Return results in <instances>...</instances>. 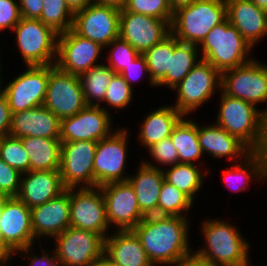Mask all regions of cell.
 <instances>
[{"instance_id":"cell-33","label":"cell","mask_w":267,"mask_h":266,"mask_svg":"<svg viewBox=\"0 0 267 266\" xmlns=\"http://www.w3.org/2000/svg\"><path fill=\"white\" fill-rule=\"evenodd\" d=\"M162 170L164 180L181 190L193 202L202 190L206 176L209 175V170H202L197 164L177 163Z\"/></svg>"},{"instance_id":"cell-58","label":"cell","mask_w":267,"mask_h":266,"mask_svg":"<svg viewBox=\"0 0 267 266\" xmlns=\"http://www.w3.org/2000/svg\"><path fill=\"white\" fill-rule=\"evenodd\" d=\"M7 197H5L1 192H0V207L3 203V201L6 199Z\"/></svg>"},{"instance_id":"cell-36","label":"cell","mask_w":267,"mask_h":266,"mask_svg":"<svg viewBox=\"0 0 267 266\" xmlns=\"http://www.w3.org/2000/svg\"><path fill=\"white\" fill-rule=\"evenodd\" d=\"M170 54H173V34L170 33L162 41L145 51L150 79L157 85L170 72Z\"/></svg>"},{"instance_id":"cell-24","label":"cell","mask_w":267,"mask_h":266,"mask_svg":"<svg viewBox=\"0 0 267 266\" xmlns=\"http://www.w3.org/2000/svg\"><path fill=\"white\" fill-rule=\"evenodd\" d=\"M9 135L60 139V119L45 106L13 113Z\"/></svg>"},{"instance_id":"cell-14","label":"cell","mask_w":267,"mask_h":266,"mask_svg":"<svg viewBox=\"0 0 267 266\" xmlns=\"http://www.w3.org/2000/svg\"><path fill=\"white\" fill-rule=\"evenodd\" d=\"M103 51L99 44L69 29L58 34L55 66L63 72L79 76L101 64L98 60L104 59Z\"/></svg>"},{"instance_id":"cell-35","label":"cell","mask_w":267,"mask_h":266,"mask_svg":"<svg viewBox=\"0 0 267 266\" xmlns=\"http://www.w3.org/2000/svg\"><path fill=\"white\" fill-rule=\"evenodd\" d=\"M194 203L181 190L164 180L157 203V215L188 218L187 212H190Z\"/></svg>"},{"instance_id":"cell-12","label":"cell","mask_w":267,"mask_h":266,"mask_svg":"<svg viewBox=\"0 0 267 266\" xmlns=\"http://www.w3.org/2000/svg\"><path fill=\"white\" fill-rule=\"evenodd\" d=\"M69 198L70 226L98 233L105 239L111 228L100 187L69 188Z\"/></svg>"},{"instance_id":"cell-18","label":"cell","mask_w":267,"mask_h":266,"mask_svg":"<svg viewBox=\"0 0 267 266\" xmlns=\"http://www.w3.org/2000/svg\"><path fill=\"white\" fill-rule=\"evenodd\" d=\"M100 106L86 105L77 114L60 120V141H100L116 130L113 115Z\"/></svg>"},{"instance_id":"cell-42","label":"cell","mask_w":267,"mask_h":266,"mask_svg":"<svg viewBox=\"0 0 267 266\" xmlns=\"http://www.w3.org/2000/svg\"><path fill=\"white\" fill-rule=\"evenodd\" d=\"M147 151L149 152V156H151V160H153V162H151V160L148 161L147 159H141L147 166L163 169L178 163V151L173 145L170 137L153 144L147 149ZM154 162L158 164H155Z\"/></svg>"},{"instance_id":"cell-6","label":"cell","mask_w":267,"mask_h":266,"mask_svg":"<svg viewBox=\"0 0 267 266\" xmlns=\"http://www.w3.org/2000/svg\"><path fill=\"white\" fill-rule=\"evenodd\" d=\"M12 32L25 66L55 65L58 33L51 27L39 19L21 18Z\"/></svg>"},{"instance_id":"cell-57","label":"cell","mask_w":267,"mask_h":266,"mask_svg":"<svg viewBox=\"0 0 267 266\" xmlns=\"http://www.w3.org/2000/svg\"><path fill=\"white\" fill-rule=\"evenodd\" d=\"M262 152L267 159V116H266V140H265V145H264Z\"/></svg>"},{"instance_id":"cell-23","label":"cell","mask_w":267,"mask_h":266,"mask_svg":"<svg viewBox=\"0 0 267 266\" xmlns=\"http://www.w3.org/2000/svg\"><path fill=\"white\" fill-rule=\"evenodd\" d=\"M198 141L204 155L213 159L228 158L231 163L244 160L252 151L238 138L229 134L216 123L198 125Z\"/></svg>"},{"instance_id":"cell-7","label":"cell","mask_w":267,"mask_h":266,"mask_svg":"<svg viewBox=\"0 0 267 266\" xmlns=\"http://www.w3.org/2000/svg\"><path fill=\"white\" fill-rule=\"evenodd\" d=\"M218 89V90H217ZM176 102L172 104L183 116H190L221 91V73L201 59L188 75L172 89Z\"/></svg>"},{"instance_id":"cell-31","label":"cell","mask_w":267,"mask_h":266,"mask_svg":"<svg viewBox=\"0 0 267 266\" xmlns=\"http://www.w3.org/2000/svg\"><path fill=\"white\" fill-rule=\"evenodd\" d=\"M199 55V56H198ZM201 60L198 46L179 42L173 35V54H170V72L156 87L175 88Z\"/></svg>"},{"instance_id":"cell-4","label":"cell","mask_w":267,"mask_h":266,"mask_svg":"<svg viewBox=\"0 0 267 266\" xmlns=\"http://www.w3.org/2000/svg\"><path fill=\"white\" fill-rule=\"evenodd\" d=\"M198 49L201 59L209 62L220 73L256 58L252 55L253 48L227 18L212 28Z\"/></svg>"},{"instance_id":"cell-32","label":"cell","mask_w":267,"mask_h":266,"mask_svg":"<svg viewBox=\"0 0 267 266\" xmlns=\"http://www.w3.org/2000/svg\"><path fill=\"white\" fill-rule=\"evenodd\" d=\"M29 157V171L56 170L60 167V139L20 138Z\"/></svg>"},{"instance_id":"cell-44","label":"cell","mask_w":267,"mask_h":266,"mask_svg":"<svg viewBox=\"0 0 267 266\" xmlns=\"http://www.w3.org/2000/svg\"><path fill=\"white\" fill-rule=\"evenodd\" d=\"M42 241L39 242V249L41 250V256L33 253L35 246H29L25 249H21L14 253V256L17 254L20 258L28 259V266H58L59 261L56 258L54 249L46 250L44 247H42ZM34 247V248H33ZM33 250V251H32ZM33 253V254H32ZM53 253V254H52Z\"/></svg>"},{"instance_id":"cell-30","label":"cell","mask_w":267,"mask_h":266,"mask_svg":"<svg viewBox=\"0 0 267 266\" xmlns=\"http://www.w3.org/2000/svg\"><path fill=\"white\" fill-rule=\"evenodd\" d=\"M170 139L178 151V163L203 165L204 153L198 141V122L184 116L174 127Z\"/></svg>"},{"instance_id":"cell-9","label":"cell","mask_w":267,"mask_h":266,"mask_svg":"<svg viewBox=\"0 0 267 266\" xmlns=\"http://www.w3.org/2000/svg\"><path fill=\"white\" fill-rule=\"evenodd\" d=\"M257 58L221 73V90L256 107L267 103V64ZM258 103V104H257ZM267 116V104L259 108Z\"/></svg>"},{"instance_id":"cell-2","label":"cell","mask_w":267,"mask_h":266,"mask_svg":"<svg viewBox=\"0 0 267 266\" xmlns=\"http://www.w3.org/2000/svg\"><path fill=\"white\" fill-rule=\"evenodd\" d=\"M225 221L209 218L201 222V237L205 244L195 252L212 266H252L249 260L252 245L242 236L238 226Z\"/></svg>"},{"instance_id":"cell-29","label":"cell","mask_w":267,"mask_h":266,"mask_svg":"<svg viewBox=\"0 0 267 266\" xmlns=\"http://www.w3.org/2000/svg\"><path fill=\"white\" fill-rule=\"evenodd\" d=\"M222 177L229 190L244 192L252 181L267 182V159L262 151L252 152L244 160L225 168Z\"/></svg>"},{"instance_id":"cell-13","label":"cell","mask_w":267,"mask_h":266,"mask_svg":"<svg viewBox=\"0 0 267 266\" xmlns=\"http://www.w3.org/2000/svg\"><path fill=\"white\" fill-rule=\"evenodd\" d=\"M96 146V141L61 142L59 171L66 189L94 187Z\"/></svg>"},{"instance_id":"cell-15","label":"cell","mask_w":267,"mask_h":266,"mask_svg":"<svg viewBox=\"0 0 267 266\" xmlns=\"http://www.w3.org/2000/svg\"><path fill=\"white\" fill-rule=\"evenodd\" d=\"M120 12L114 7L91 3L74 13L71 29L105 48L119 37Z\"/></svg>"},{"instance_id":"cell-19","label":"cell","mask_w":267,"mask_h":266,"mask_svg":"<svg viewBox=\"0 0 267 266\" xmlns=\"http://www.w3.org/2000/svg\"><path fill=\"white\" fill-rule=\"evenodd\" d=\"M171 33L170 23L149 15L121 10L119 37L127 41L138 53L162 41Z\"/></svg>"},{"instance_id":"cell-11","label":"cell","mask_w":267,"mask_h":266,"mask_svg":"<svg viewBox=\"0 0 267 266\" xmlns=\"http://www.w3.org/2000/svg\"><path fill=\"white\" fill-rule=\"evenodd\" d=\"M54 67L55 65L26 66L13 80L6 85L4 83L2 92L12 114L43 106L49 73Z\"/></svg>"},{"instance_id":"cell-43","label":"cell","mask_w":267,"mask_h":266,"mask_svg":"<svg viewBox=\"0 0 267 266\" xmlns=\"http://www.w3.org/2000/svg\"><path fill=\"white\" fill-rule=\"evenodd\" d=\"M21 176L22 173L0 158V192L5 197H17L20 190Z\"/></svg>"},{"instance_id":"cell-45","label":"cell","mask_w":267,"mask_h":266,"mask_svg":"<svg viewBox=\"0 0 267 266\" xmlns=\"http://www.w3.org/2000/svg\"><path fill=\"white\" fill-rule=\"evenodd\" d=\"M21 18L19 0H0V32L12 31Z\"/></svg>"},{"instance_id":"cell-59","label":"cell","mask_w":267,"mask_h":266,"mask_svg":"<svg viewBox=\"0 0 267 266\" xmlns=\"http://www.w3.org/2000/svg\"><path fill=\"white\" fill-rule=\"evenodd\" d=\"M9 264H0V266H8Z\"/></svg>"},{"instance_id":"cell-56","label":"cell","mask_w":267,"mask_h":266,"mask_svg":"<svg viewBox=\"0 0 267 266\" xmlns=\"http://www.w3.org/2000/svg\"><path fill=\"white\" fill-rule=\"evenodd\" d=\"M0 56H2V55H1V52H0ZM1 60H2V59H1V57H0V91H2L3 83H4V82H3V77H2V75H3L2 73H4V72H3V69L1 68V67H2V65H1L2 62H1Z\"/></svg>"},{"instance_id":"cell-20","label":"cell","mask_w":267,"mask_h":266,"mask_svg":"<svg viewBox=\"0 0 267 266\" xmlns=\"http://www.w3.org/2000/svg\"><path fill=\"white\" fill-rule=\"evenodd\" d=\"M0 235L13 253L35 245L31 209L17 197L6 198L0 207Z\"/></svg>"},{"instance_id":"cell-37","label":"cell","mask_w":267,"mask_h":266,"mask_svg":"<svg viewBox=\"0 0 267 266\" xmlns=\"http://www.w3.org/2000/svg\"><path fill=\"white\" fill-rule=\"evenodd\" d=\"M73 16L65 0H44L39 20L61 34L72 28Z\"/></svg>"},{"instance_id":"cell-39","label":"cell","mask_w":267,"mask_h":266,"mask_svg":"<svg viewBox=\"0 0 267 266\" xmlns=\"http://www.w3.org/2000/svg\"><path fill=\"white\" fill-rule=\"evenodd\" d=\"M0 158L22 174L29 171V157L20 138L10 135L1 137Z\"/></svg>"},{"instance_id":"cell-34","label":"cell","mask_w":267,"mask_h":266,"mask_svg":"<svg viewBox=\"0 0 267 266\" xmlns=\"http://www.w3.org/2000/svg\"><path fill=\"white\" fill-rule=\"evenodd\" d=\"M115 74L107 63L101 62L79 75L86 105L99 106L100 102H103L108 85Z\"/></svg>"},{"instance_id":"cell-5","label":"cell","mask_w":267,"mask_h":266,"mask_svg":"<svg viewBox=\"0 0 267 266\" xmlns=\"http://www.w3.org/2000/svg\"><path fill=\"white\" fill-rule=\"evenodd\" d=\"M226 18L225 0H197L173 13L170 29L179 42L198 46Z\"/></svg>"},{"instance_id":"cell-40","label":"cell","mask_w":267,"mask_h":266,"mask_svg":"<svg viewBox=\"0 0 267 266\" xmlns=\"http://www.w3.org/2000/svg\"><path fill=\"white\" fill-rule=\"evenodd\" d=\"M107 49L108 58L103 55V60H106L107 65L118 74L140 55L127 41L120 37L114 39L104 48L105 51Z\"/></svg>"},{"instance_id":"cell-17","label":"cell","mask_w":267,"mask_h":266,"mask_svg":"<svg viewBox=\"0 0 267 266\" xmlns=\"http://www.w3.org/2000/svg\"><path fill=\"white\" fill-rule=\"evenodd\" d=\"M43 106L60 120L80 112L86 103L79 76L63 72L55 66L49 73Z\"/></svg>"},{"instance_id":"cell-8","label":"cell","mask_w":267,"mask_h":266,"mask_svg":"<svg viewBox=\"0 0 267 266\" xmlns=\"http://www.w3.org/2000/svg\"><path fill=\"white\" fill-rule=\"evenodd\" d=\"M127 130V128L118 127L110 136L97 142L93 164L94 187L128 181L130 174L125 170L127 169L130 135Z\"/></svg>"},{"instance_id":"cell-51","label":"cell","mask_w":267,"mask_h":266,"mask_svg":"<svg viewBox=\"0 0 267 266\" xmlns=\"http://www.w3.org/2000/svg\"><path fill=\"white\" fill-rule=\"evenodd\" d=\"M70 10L75 13L79 10L86 8L93 0H65Z\"/></svg>"},{"instance_id":"cell-10","label":"cell","mask_w":267,"mask_h":266,"mask_svg":"<svg viewBox=\"0 0 267 266\" xmlns=\"http://www.w3.org/2000/svg\"><path fill=\"white\" fill-rule=\"evenodd\" d=\"M54 240V252L60 265L92 266L104 255V238L84 229L68 227Z\"/></svg>"},{"instance_id":"cell-22","label":"cell","mask_w":267,"mask_h":266,"mask_svg":"<svg viewBox=\"0 0 267 266\" xmlns=\"http://www.w3.org/2000/svg\"><path fill=\"white\" fill-rule=\"evenodd\" d=\"M225 3L229 23L253 49L257 47L261 39L267 36V12L251 0H225Z\"/></svg>"},{"instance_id":"cell-1","label":"cell","mask_w":267,"mask_h":266,"mask_svg":"<svg viewBox=\"0 0 267 266\" xmlns=\"http://www.w3.org/2000/svg\"><path fill=\"white\" fill-rule=\"evenodd\" d=\"M190 222L186 217L146 216L132 231L153 265L165 266L194 250L190 248Z\"/></svg>"},{"instance_id":"cell-3","label":"cell","mask_w":267,"mask_h":266,"mask_svg":"<svg viewBox=\"0 0 267 266\" xmlns=\"http://www.w3.org/2000/svg\"><path fill=\"white\" fill-rule=\"evenodd\" d=\"M217 125L243 142L252 152L263 151L266 115L255 105L219 91Z\"/></svg>"},{"instance_id":"cell-27","label":"cell","mask_w":267,"mask_h":266,"mask_svg":"<svg viewBox=\"0 0 267 266\" xmlns=\"http://www.w3.org/2000/svg\"><path fill=\"white\" fill-rule=\"evenodd\" d=\"M139 162L136 174L129 175L128 182L134 188L141 213L145 217L157 215V203L164 181L163 170Z\"/></svg>"},{"instance_id":"cell-16","label":"cell","mask_w":267,"mask_h":266,"mask_svg":"<svg viewBox=\"0 0 267 266\" xmlns=\"http://www.w3.org/2000/svg\"><path fill=\"white\" fill-rule=\"evenodd\" d=\"M100 189L112 231L133 230L145 218L140 211L134 188L128 181L107 183Z\"/></svg>"},{"instance_id":"cell-25","label":"cell","mask_w":267,"mask_h":266,"mask_svg":"<svg viewBox=\"0 0 267 266\" xmlns=\"http://www.w3.org/2000/svg\"><path fill=\"white\" fill-rule=\"evenodd\" d=\"M65 190L60 171H28L21 176L17 198L31 209L58 197Z\"/></svg>"},{"instance_id":"cell-47","label":"cell","mask_w":267,"mask_h":266,"mask_svg":"<svg viewBox=\"0 0 267 266\" xmlns=\"http://www.w3.org/2000/svg\"><path fill=\"white\" fill-rule=\"evenodd\" d=\"M12 113L5 94L0 91V138L9 135Z\"/></svg>"},{"instance_id":"cell-50","label":"cell","mask_w":267,"mask_h":266,"mask_svg":"<svg viewBox=\"0 0 267 266\" xmlns=\"http://www.w3.org/2000/svg\"><path fill=\"white\" fill-rule=\"evenodd\" d=\"M14 253L9 249V247L3 241L0 235V264H11Z\"/></svg>"},{"instance_id":"cell-54","label":"cell","mask_w":267,"mask_h":266,"mask_svg":"<svg viewBox=\"0 0 267 266\" xmlns=\"http://www.w3.org/2000/svg\"><path fill=\"white\" fill-rule=\"evenodd\" d=\"M92 266H118L114 263H112L108 258H106L104 255L98 259Z\"/></svg>"},{"instance_id":"cell-48","label":"cell","mask_w":267,"mask_h":266,"mask_svg":"<svg viewBox=\"0 0 267 266\" xmlns=\"http://www.w3.org/2000/svg\"><path fill=\"white\" fill-rule=\"evenodd\" d=\"M43 5L44 0H19L21 17L39 19Z\"/></svg>"},{"instance_id":"cell-55","label":"cell","mask_w":267,"mask_h":266,"mask_svg":"<svg viewBox=\"0 0 267 266\" xmlns=\"http://www.w3.org/2000/svg\"><path fill=\"white\" fill-rule=\"evenodd\" d=\"M255 3L259 8L267 12V0H251Z\"/></svg>"},{"instance_id":"cell-28","label":"cell","mask_w":267,"mask_h":266,"mask_svg":"<svg viewBox=\"0 0 267 266\" xmlns=\"http://www.w3.org/2000/svg\"><path fill=\"white\" fill-rule=\"evenodd\" d=\"M183 117L172 103L149 111L141 121L137 141L147 150L153 144L170 137Z\"/></svg>"},{"instance_id":"cell-26","label":"cell","mask_w":267,"mask_h":266,"mask_svg":"<svg viewBox=\"0 0 267 266\" xmlns=\"http://www.w3.org/2000/svg\"><path fill=\"white\" fill-rule=\"evenodd\" d=\"M104 240V256L118 266H154L132 230L112 231Z\"/></svg>"},{"instance_id":"cell-21","label":"cell","mask_w":267,"mask_h":266,"mask_svg":"<svg viewBox=\"0 0 267 266\" xmlns=\"http://www.w3.org/2000/svg\"><path fill=\"white\" fill-rule=\"evenodd\" d=\"M31 226L35 240L55 238L70 227L69 189L42 205L31 208ZM39 239V240H38Z\"/></svg>"},{"instance_id":"cell-52","label":"cell","mask_w":267,"mask_h":266,"mask_svg":"<svg viewBox=\"0 0 267 266\" xmlns=\"http://www.w3.org/2000/svg\"><path fill=\"white\" fill-rule=\"evenodd\" d=\"M93 3L123 10L126 6L127 0H93Z\"/></svg>"},{"instance_id":"cell-41","label":"cell","mask_w":267,"mask_h":266,"mask_svg":"<svg viewBox=\"0 0 267 266\" xmlns=\"http://www.w3.org/2000/svg\"><path fill=\"white\" fill-rule=\"evenodd\" d=\"M125 9L130 12L166 20L170 24L173 18L169 0H127Z\"/></svg>"},{"instance_id":"cell-53","label":"cell","mask_w":267,"mask_h":266,"mask_svg":"<svg viewBox=\"0 0 267 266\" xmlns=\"http://www.w3.org/2000/svg\"><path fill=\"white\" fill-rule=\"evenodd\" d=\"M197 0H169V5L172 13L176 12L180 8L190 6Z\"/></svg>"},{"instance_id":"cell-38","label":"cell","mask_w":267,"mask_h":266,"mask_svg":"<svg viewBox=\"0 0 267 266\" xmlns=\"http://www.w3.org/2000/svg\"><path fill=\"white\" fill-rule=\"evenodd\" d=\"M134 89L125 81V79L118 73H116L111 82L108 85L106 90V95L103 100V105H99L105 111L110 113L109 109L113 110H122L126 109L132 103L134 99ZM104 104L105 107H104ZM109 106V107H108Z\"/></svg>"},{"instance_id":"cell-49","label":"cell","mask_w":267,"mask_h":266,"mask_svg":"<svg viewBox=\"0 0 267 266\" xmlns=\"http://www.w3.org/2000/svg\"><path fill=\"white\" fill-rule=\"evenodd\" d=\"M166 266H212L204 257L197 254L195 251H191L185 256L177 259L175 262Z\"/></svg>"},{"instance_id":"cell-46","label":"cell","mask_w":267,"mask_h":266,"mask_svg":"<svg viewBox=\"0 0 267 266\" xmlns=\"http://www.w3.org/2000/svg\"><path fill=\"white\" fill-rule=\"evenodd\" d=\"M125 81L130 85V87L133 89L132 84L139 83V80H142L141 78L144 77L146 74L149 77H146L147 83L150 84L151 88L154 86L156 88V85L153 83V81L150 79L148 66L146 64V60L142 54H140L134 62L130 63L126 68H124L119 73ZM149 79V80H148Z\"/></svg>"}]
</instances>
